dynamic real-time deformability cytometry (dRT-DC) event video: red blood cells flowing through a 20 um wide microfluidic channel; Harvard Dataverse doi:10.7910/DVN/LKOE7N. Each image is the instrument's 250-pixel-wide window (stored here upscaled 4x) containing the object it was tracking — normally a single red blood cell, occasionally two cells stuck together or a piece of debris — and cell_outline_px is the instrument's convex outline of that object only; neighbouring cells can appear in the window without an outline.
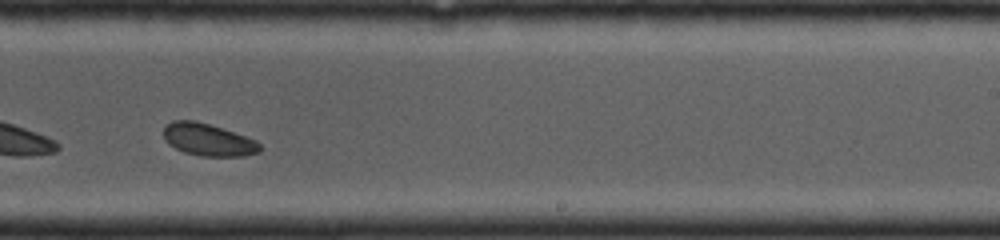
{"species": "common noctule bat (a hibernating species)", "species_latin": "Nyctalus noctula", "temperature_condition": "cold", "stored_images_in_passage": 28, "camera_frame_rate_fps": 4000, "um_per_image_px": 0.085, "animal": {"sex": "female", "body_mass_g": 19.0, "forearm_length_mm": 53.3}, "frame": {"image": 1, "passage_image": 19, "time_ms": 5.0, "image_size_px": [1000, 240], "cell_outline_px": [[260, 152], [244, 156], [200, 156], [184, 152], [168, 144], [164, 140], [164, 128], [172, 120], [196, 120], [256, 140], [260, 144]], "centroid_in_image_um": [17.67, 11.88], "position_along_channel_um": 271.3, "area_um2": 17.98}}
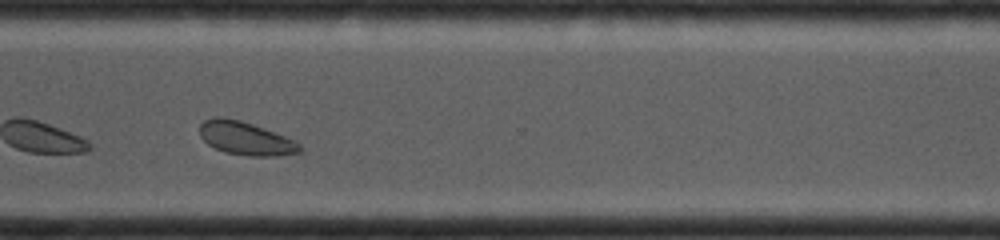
{"frame": {"image": 2, "passage_image": 27, "time_ms": 6.75, "image_size_px": [1000, 240], "cell_outline_px": [[304, 148], [300, 152], [280, 156], [252, 156], [224, 152], [208, 144], [200, 136], [200, 124], [204, 120], [216, 116], [220, 116], [240, 120], [252, 124], [284, 136], [300, 144]], "centroid_in_image_um": [20.87, 11.76], "position_along_channel_um": 349.7, "area_um2": 19.31}}